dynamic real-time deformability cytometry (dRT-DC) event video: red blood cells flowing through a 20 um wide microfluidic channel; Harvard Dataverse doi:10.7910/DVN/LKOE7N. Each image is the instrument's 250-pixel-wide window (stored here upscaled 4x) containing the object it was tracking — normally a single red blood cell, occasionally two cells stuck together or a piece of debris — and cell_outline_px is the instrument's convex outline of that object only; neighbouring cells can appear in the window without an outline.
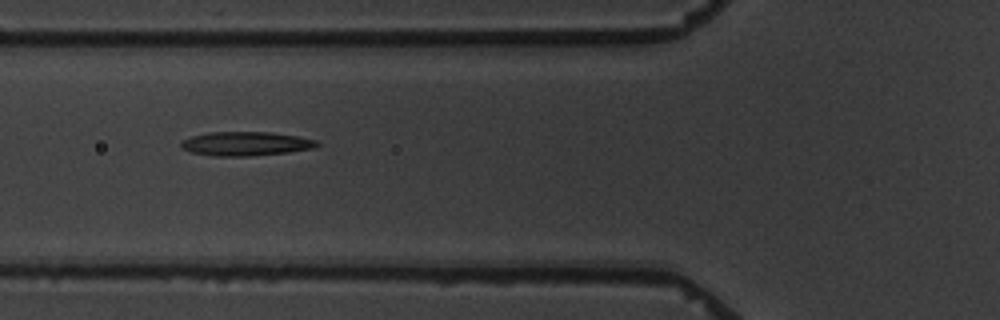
{"species": "common noctule bat (a hibernating species)", "species_latin": "Nyctalus noctula", "temperature_condition": "warm", "stored_images_in_passage": 3, "camera_frame_rate_fps": 3000, "um_per_image_px": 0.085, "animal": {"sex": "male", "body_mass_g": 19.5, "forearm_length_mm": 54.6}, "frame": {"image": 1, "passage_image": 2, "time_ms": 1.333, "image_size_px": [1000, 320], "cell_outline_px": [[320, 144], [316, 148], [288, 152], [252, 156], [212, 156], [192, 152], [180, 148], [180, 144], [184, 140], [192, 136], [208, 132], [268, 132], [296, 136], [316, 140]], "centroid_in_image_um": [20.89, 12.22], "position_along_channel_um": 104.9, "area_um2": 19.02}}
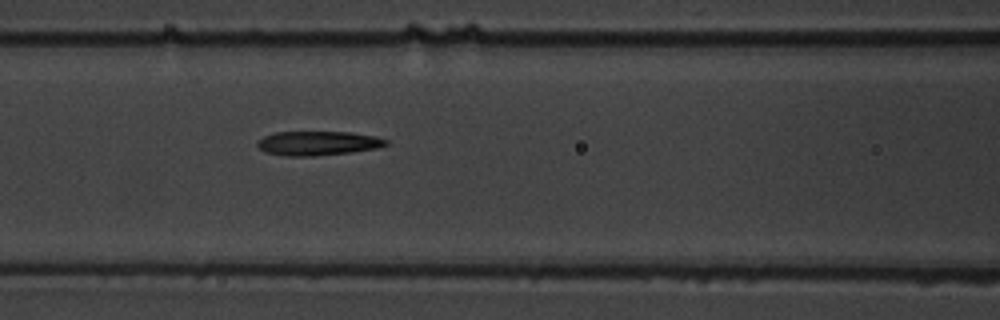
{"frame": {"image": 2, "passage_image": 3, "time_ms": 2.333, "image_size_px": [1000, 320], "cell_outline_px": [[388, 144], [376, 148], [352, 152], [316, 156], [288, 156], [264, 152], [256, 144], [264, 136], [276, 132], [352, 132], [376, 136], [388, 140]], "centroid_in_image_um": [27.04, 12.17], "position_along_channel_um": 139.6, "area_um2": 18.15}}